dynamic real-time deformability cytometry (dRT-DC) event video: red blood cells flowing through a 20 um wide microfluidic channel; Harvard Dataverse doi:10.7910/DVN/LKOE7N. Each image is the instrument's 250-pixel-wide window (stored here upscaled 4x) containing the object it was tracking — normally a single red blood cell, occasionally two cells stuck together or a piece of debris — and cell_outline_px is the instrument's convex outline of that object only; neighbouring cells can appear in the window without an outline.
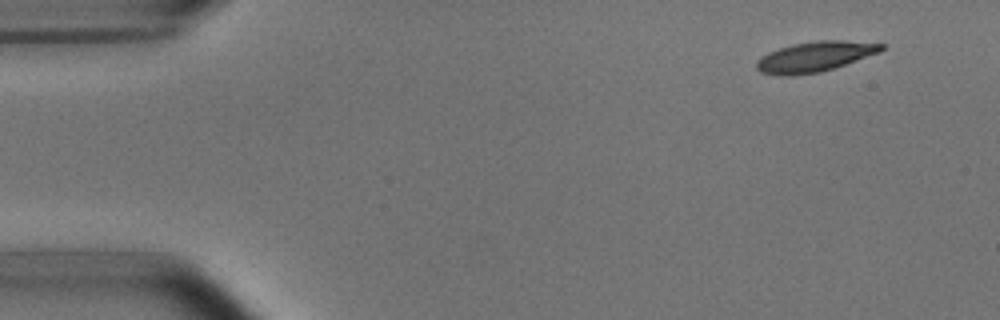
{"species": "common noctule bat (a hibernating species)", "species_latin": "Nyctalus noctula", "temperature_condition": "room temperature", "stored_images_in_passage": 4, "camera_frame_rate_fps": 3000, "um_per_image_px": 0.085, "animal": {"sex": "male", "body_mass_g": 15.6}, "frame": {"image": 1, "passage_image": 1, "time_ms": 0.0, "image_size_px": [1000, 320], "cell_outline_px": [[884, 48], [880, 52], [820, 72], [788, 76], [780, 76], [760, 72], [756, 68], [756, 60], [768, 52], [792, 44], [816, 40], [844, 40], [884, 44]], "centroid_in_image_um": [69.22, 4.81], "position_along_channel_um": 15.8, "area_um2": 21.85}}
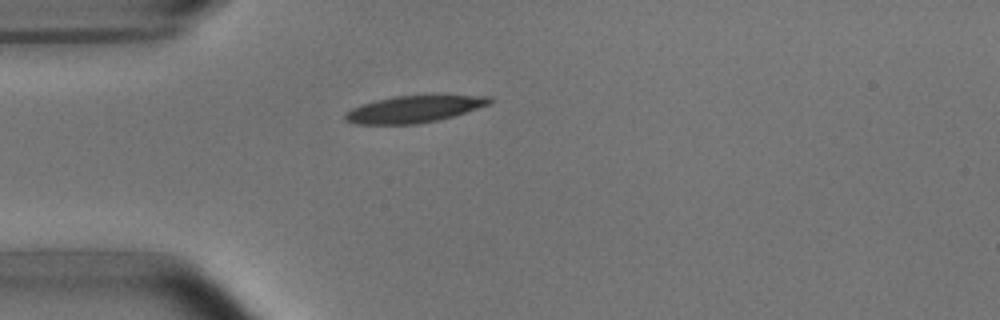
{"frame": {"image": 2, "passage_image": 4, "time_ms": 3.333, "image_size_px": [1000, 320], "cell_outline_px": [[492, 100], [488, 104], [452, 116], [436, 120], [416, 124], [356, 124], [344, 120], [344, 112], [360, 104], [376, 100], [396, 96], [432, 92], [492, 96]], "centroid_in_image_um": [35.22, 9.21], "position_along_channel_um": 49.8, "area_um2": 23.52}}